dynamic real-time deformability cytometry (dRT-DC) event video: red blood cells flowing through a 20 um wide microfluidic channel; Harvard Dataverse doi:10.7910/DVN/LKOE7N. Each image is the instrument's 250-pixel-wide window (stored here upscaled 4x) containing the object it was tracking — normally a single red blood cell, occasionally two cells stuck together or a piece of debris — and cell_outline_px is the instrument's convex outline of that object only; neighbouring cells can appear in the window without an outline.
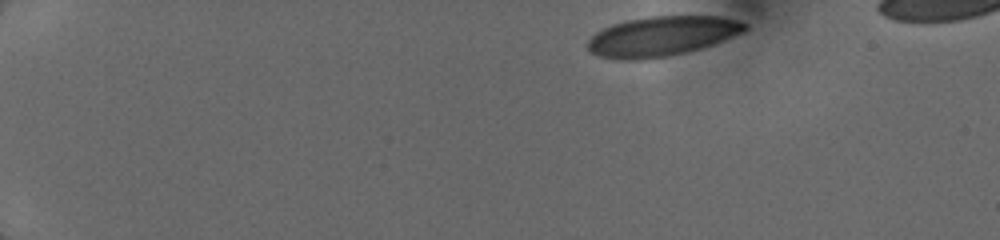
{"species": "human", "species_latin": "Homo sapiens", "temperature_condition": "cold", "stored_images_in_passage": 7, "camera_frame_rate_fps": 3000, "um_per_image_px": 0.085, "donor": {"sex": "female"}, "frame": {"image": 1, "passage_image": 1, "time_ms": 0.0, "image_size_px": [1000, 240], "cell_outline_px": [[748, 28], [744, 32], [712, 44], [700, 48], [684, 52], [644, 60], [616, 60], [600, 56], [592, 52], [588, 48], [588, 40], [596, 32], [612, 24], [628, 20], [652, 16], [720, 16], [736, 20], [748, 24]], "centroid_in_image_um": [56.25, 3.07], "position_along_channel_um": 28.8, "area_um2": 36.18}}
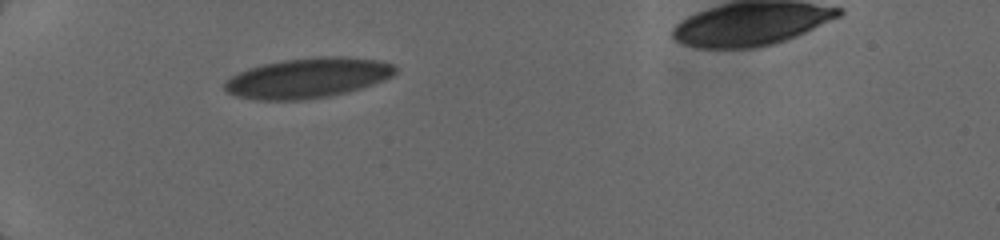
{"frame": {"image": 2, "passage_image": 5, "time_ms": 3.0, "image_size_px": [1000, 240], "cell_outline_px": [[396, 72], [392, 76], [344, 92], [328, 96], [300, 100], [256, 100], [236, 96], [228, 92], [224, 88], [224, 80], [248, 68], [260, 64], [284, 60], [316, 56], [348, 56], [384, 60], [396, 64]], "centroid_in_image_um": [26.14, 6.6], "position_along_channel_um": 58.9, "area_um2": 39.82}}
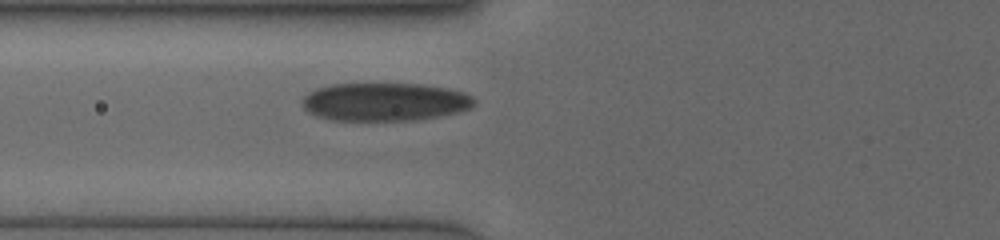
{"frame": {"image": 3, "passage_image": 7, "time_ms": 4.333, "image_size_px": [1000, 240], "cell_outline_px": [[476, 104], [460, 112], [416, 120], [332, 120], [316, 116], [308, 112], [304, 108], [300, 100], [308, 92], [316, 88], [332, 84], [424, 84], [448, 88], [464, 92], [472, 96], [476, 100]], "centroid_in_image_um": [32.7, 8.65], "position_along_channel_um": 93.1, "area_um2": 38.49}}